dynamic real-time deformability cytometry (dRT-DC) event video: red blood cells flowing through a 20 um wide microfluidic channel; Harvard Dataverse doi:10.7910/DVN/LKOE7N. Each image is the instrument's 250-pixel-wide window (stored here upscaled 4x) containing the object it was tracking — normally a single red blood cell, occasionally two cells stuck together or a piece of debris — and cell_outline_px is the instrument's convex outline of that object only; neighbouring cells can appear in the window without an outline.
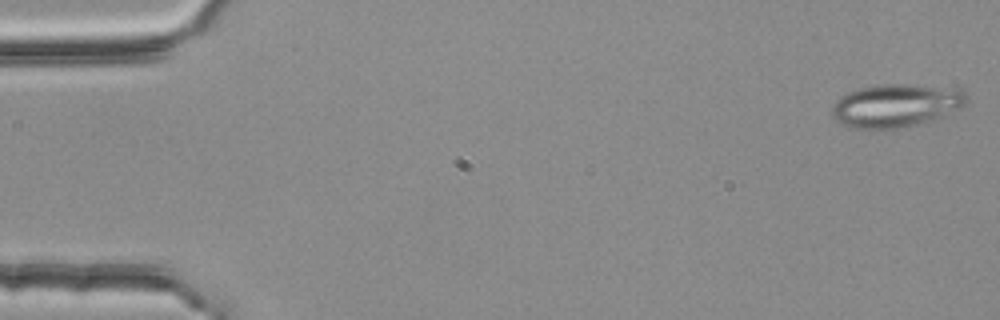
{"species": "common noctule bat (a hibernating species)", "species_latin": "Nyctalus noctula", "temperature_condition": "room temperature", "stored_images_in_passage": 4, "camera_frame_rate_fps": 3000, "um_per_image_px": 0.085, "animal": {"sex": "female", "body_mass_g": 25.1}, "frame": {"image": 1, "passage_image": 1, "time_ms": 0.0, "image_size_px": [1000, 320], "cell_outline_px": [[968, 100], [960, 108], [928, 124], [896, 128], [848, 128], [836, 120], [832, 116], [832, 108], [836, 100], [840, 96], [848, 92], [860, 88], [880, 84], [916, 84], [960, 88], [968, 96]], "centroid_in_image_um": [76.21, 8.97], "position_along_channel_um": 8.8, "area_um2": 34.51}}